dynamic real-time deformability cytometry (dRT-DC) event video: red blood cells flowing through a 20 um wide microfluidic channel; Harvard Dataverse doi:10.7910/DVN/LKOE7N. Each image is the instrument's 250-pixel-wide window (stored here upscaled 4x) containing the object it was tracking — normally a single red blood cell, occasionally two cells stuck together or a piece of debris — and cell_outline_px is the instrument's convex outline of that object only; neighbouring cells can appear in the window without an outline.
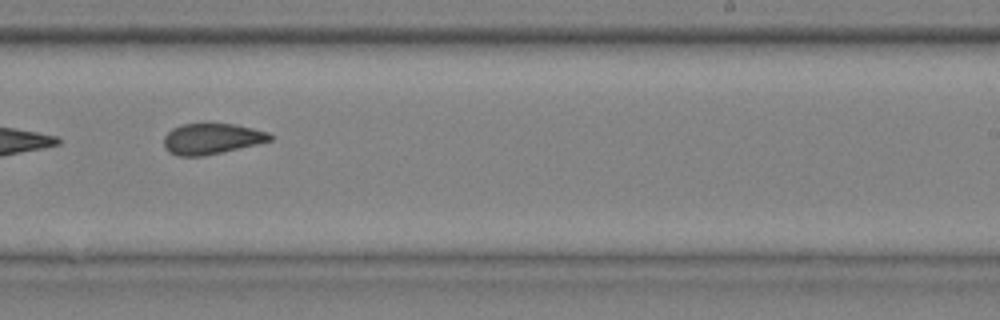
{"species": "common noctule bat (a hibernating species)", "species_latin": "Nyctalus noctula", "temperature_condition": "cold", "stored_images_in_passage": 10, "camera_frame_rate_fps": 3000, "um_per_image_px": 0.085, "animal": {"sex": "male", "body_mass_g": 20.4}, "frame": {"image": 1, "passage_image": 10, "time_ms": 3.0, "image_size_px": [1000, 320], "cell_outline_px": [[272, 140], [224, 152], [204, 156], [176, 156], [168, 152], [164, 148], [164, 136], [172, 128], [180, 124], [236, 124], [268, 132], [272, 136]], "centroid_in_image_um": [17.96, 11.8], "position_along_channel_um": 271.0, "area_um2": 19.13}}